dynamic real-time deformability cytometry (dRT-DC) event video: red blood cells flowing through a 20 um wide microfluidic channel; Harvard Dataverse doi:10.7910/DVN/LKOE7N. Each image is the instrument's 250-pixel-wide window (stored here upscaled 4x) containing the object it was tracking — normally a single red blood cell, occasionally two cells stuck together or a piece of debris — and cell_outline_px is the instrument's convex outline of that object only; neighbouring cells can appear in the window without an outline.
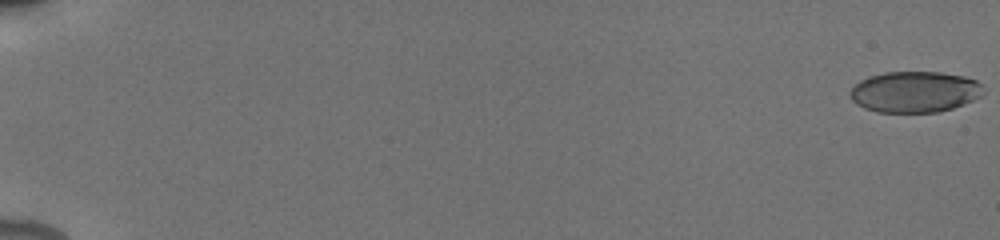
{"species": "human", "species_latin": "Homo sapiens", "temperature_condition": "cold", "stored_images_in_passage": 80, "camera_frame_rate_fps": 3000, "um_per_image_px": 0.085, "donor": {"sex": "male"}, "frame": {"image": 1, "passage_image": 1, "time_ms": 0.0, "image_size_px": [1000, 240], "cell_outline_px": [[984, 92], [980, 96], [964, 104], [940, 112], [876, 112], [864, 108], [856, 104], [852, 100], [848, 92], [852, 84], [868, 76], [884, 72], [940, 72], [964, 76], [976, 80], [984, 88]], "centroid_in_image_um": [77.71, 7.8], "position_along_channel_um": 7.3, "area_um2": 32.25}}
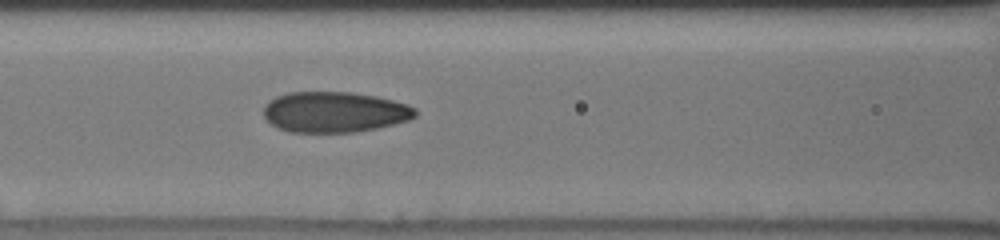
{"frame": {"image": 2, "passage_image": 39, "time_ms": 8.667, "image_size_px": [1000, 240], "cell_outline_px": [[416, 116], [408, 120], [376, 128], [352, 132], [288, 132], [276, 128], [264, 116], [264, 104], [276, 96], [288, 92], [352, 92], [376, 96], [408, 104], [416, 108]], "centroid_in_image_um": [28.41, 9.52], "position_along_channel_um": 138.2, "area_um2": 36.01}}
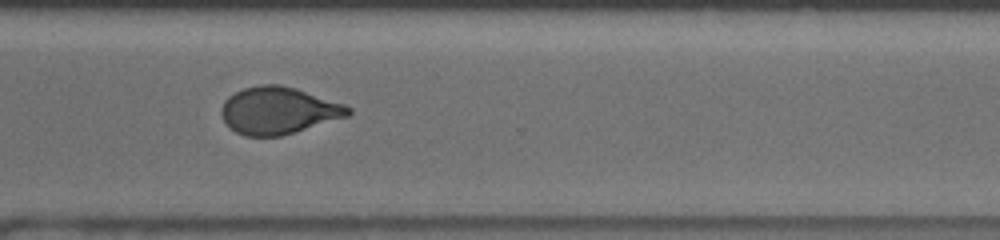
{"frame": {"image": 3, "passage_image": 62, "time_ms": 14.0, "image_size_px": [1000, 240], "cell_outline_px": [[352, 112], [348, 116], [280, 136], [244, 136], [236, 132], [224, 120], [220, 112], [220, 108], [224, 100], [228, 96], [244, 88], [260, 84], [280, 84], [296, 88], [344, 104], [352, 108]], "centroid_in_image_um": [23.65, 9.38], "position_along_channel_um": 346.9, "area_um2": 34.68}, "authors_computed_cell_mechanics": {"area_um2": 34.6222, "velocity_mm_per_s": 3.9202, "shape_relaxation_time_tau1_ms": 5.0687, "shape_relaxation_time_tau2_ms": 0.9707, "deformation_change_tau1": 0.173, "deformation_change_tau2": 0.0693}}